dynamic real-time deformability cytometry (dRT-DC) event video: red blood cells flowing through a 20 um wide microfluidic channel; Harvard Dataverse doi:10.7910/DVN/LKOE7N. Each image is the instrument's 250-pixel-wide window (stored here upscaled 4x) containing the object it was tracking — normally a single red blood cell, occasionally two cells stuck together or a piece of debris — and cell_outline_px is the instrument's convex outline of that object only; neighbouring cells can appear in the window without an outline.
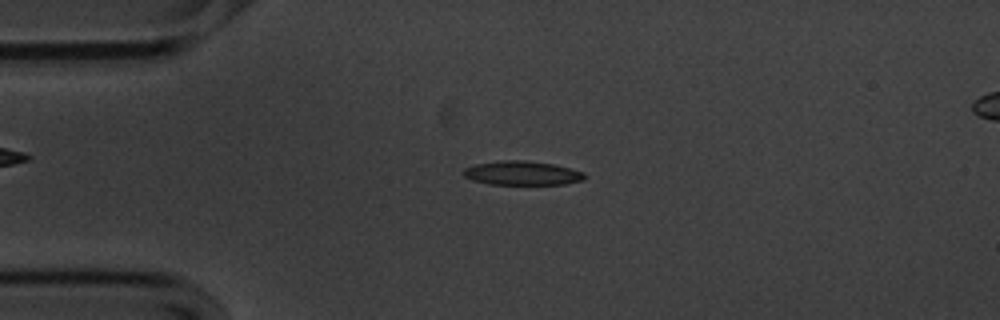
{"species": "common noctule bat (a hibernating species)", "species_latin": "Nyctalus noctula", "temperature_condition": "cold", "stored_images_in_passage": 55, "camera_frame_rate_fps": 3000, "um_per_image_px": 0.085, "animal": {"sex": "male", "body_mass_g": 20.1, "forearm_length_mm": 53.5}, "frame": {"image": 1, "passage_image": 12, "time_ms": 3.667, "image_size_px": [1000, 320], "cell_outline_px": [[584, 180], [564, 184], [488, 184], [472, 180], [464, 176], [464, 168], [476, 164], [500, 160], [524, 160], [552, 164], [584, 172]], "centroid_in_image_um": [44.36, 14.71], "position_along_channel_um": 40.6, "area_um2": 16.82}}
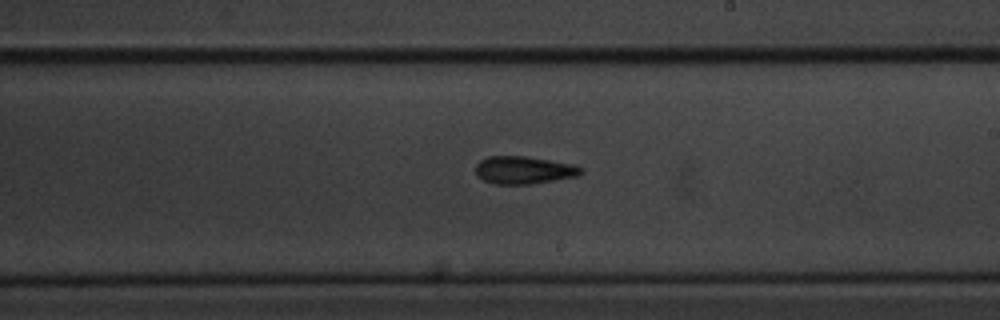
{"frame": {"image": 2, "passage_image": 31, "time_ms": 10.0, "image_size_px": [1000, 320], "cell_outline_px": [[584, 172], [576, 176], [532, 184], [496, 184], [484, 180], [476, 176], [476, 164], [480, 160], [488, 156], [524, 156], [572, 164], [584, 168]], "centroid_in_image_um": [44.51, 14.46], "position_along_channel_um": 244.5, "area_um2": 16.94}}
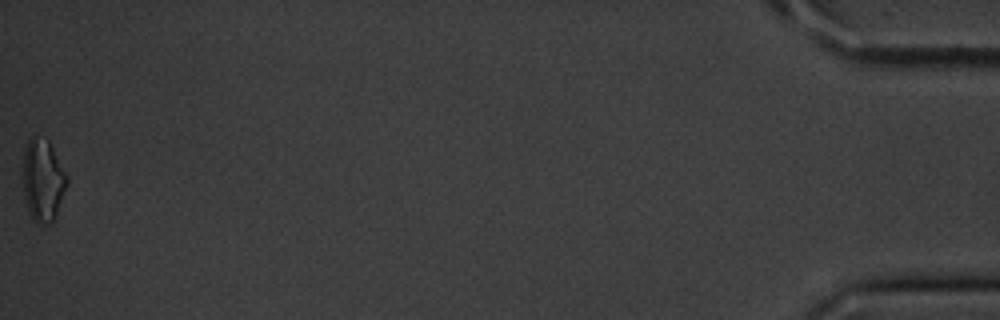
{"frame": {"image": 3, "passage_image": 55, "time_ms": 18.0, "image_size_px": [1000, 320], "cell_outline_px": [[68, 184], [56, 212], [52, 220], [48, 224], [36, 224], [32, 220], [24, 196], [20, 172], [24, 148], [32, 132], [48, 140], [68, 176]], "centroid_in_image_um": [3.59, 15.25], "position_along_channel_um": 431.6, "area_um2": 21.73}, "authors_computed_cell_mechanics": {"area_um2": 16.762, "velocity_mm_per_s": 3.5707, "shape_relaxation_time_tau1_ms": 5.4006, "shape_relaxation_time_tau2_ms": 6.4023, "deformation_change_tau1": 0.137, "deformation_change_tau2": 0.1703}}